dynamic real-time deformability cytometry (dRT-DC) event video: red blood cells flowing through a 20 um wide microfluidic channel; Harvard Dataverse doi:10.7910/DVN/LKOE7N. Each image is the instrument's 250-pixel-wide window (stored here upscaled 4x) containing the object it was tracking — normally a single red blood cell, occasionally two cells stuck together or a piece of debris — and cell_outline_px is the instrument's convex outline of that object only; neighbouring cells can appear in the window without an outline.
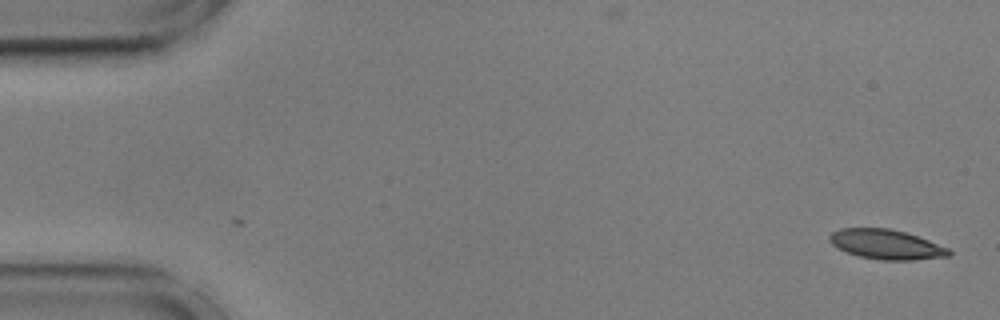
{"species": "common noctule bat (a hibernating species)", "species_latin": "Nyctalus noctula", "temperature_condition": "cold", "stored_images_in_passage": 2, "camera_frame_rate_fps": 3000, "um_per_image_px": 0.085, "animal": {"sex": "male", "body_mass_g": 17.9, "forearm_length_mm": 54.2}, "frame": {"image": 1, "passage_image": 2, "time_ms": 0.333, "image_size_px": [1000, 320], "cell_outline_px": [[952, 252], [948, 256], [916, 260], [880, 260], [860, 256], [836, 248], [828, 240], [828, 236], [832, 232], [840, 228], [888, 228], [904, 232], [928, 240], [948, 248]], "centroid_in_image_um": [75.3, 20.77], "position_along_channel_um": 9.7, "area_um2": 20.58}}